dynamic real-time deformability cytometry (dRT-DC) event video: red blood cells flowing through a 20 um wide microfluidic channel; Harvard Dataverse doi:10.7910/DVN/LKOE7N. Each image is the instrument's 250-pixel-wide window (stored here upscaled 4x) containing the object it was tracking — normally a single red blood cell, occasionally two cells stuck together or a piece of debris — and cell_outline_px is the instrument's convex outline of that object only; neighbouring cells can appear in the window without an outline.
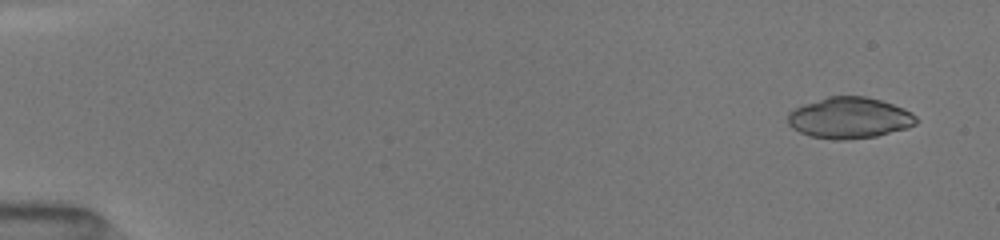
{"species": "common noctule bat (a hibernating species)", "species_latin": "Nyctalus noctula", "temperature_condition": "room temperature", "stored_images_in_passage": 15, "camera_frame_rate_fps": 3000, "um_per_image_px": 0.085, "animal": {"sex": "female", "body_mass_g": 19.5, "forearm_length_mm": 54.1}, "frame": {"image": 1, "passage_image": 2, "time_ms": 0.333, "image_size_px": [1000, 240], "cell_outline_px": [[916, 124], [908, 128], [876, 136], [844, 140], [832, 140], [808, 136], [792, 128], [788, 124], [788, 112], [804, 104], [828, 96], [864, 96], [880, 100], [904, 108], [912, 112], [916, 116]], "centroid_in_image_um": [72.2, 10.03], "position_along_channel_um": 12.8, "area_um2": 30.87}}
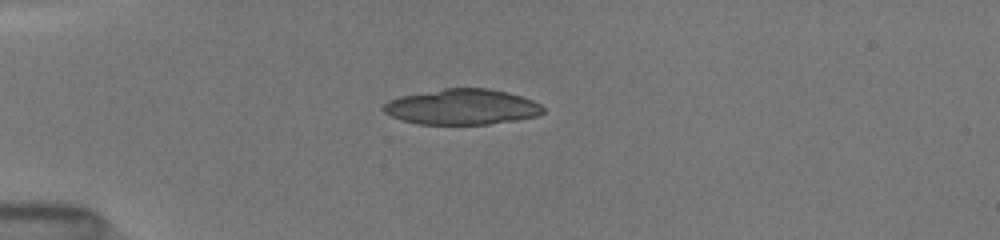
{"frame": {"image": 2, "passage_image": 8, "time_ms": 4.0, "image_size_px": [1000, 240], "cell_outline_px": [[544, 112], [540, 116], [516, 120], [488, 124], [416, 124], [392, 116], [384, 112], [380, 108], [388, 100], [400, 96], [444, 88], [488, 88], [508, 92], [532, 100], [540, 104], [544, 108]], "centroid_in_image_um": [39.28, 9.08], "position_along_channel_um": 45.7, "area_um2": 33.18}}